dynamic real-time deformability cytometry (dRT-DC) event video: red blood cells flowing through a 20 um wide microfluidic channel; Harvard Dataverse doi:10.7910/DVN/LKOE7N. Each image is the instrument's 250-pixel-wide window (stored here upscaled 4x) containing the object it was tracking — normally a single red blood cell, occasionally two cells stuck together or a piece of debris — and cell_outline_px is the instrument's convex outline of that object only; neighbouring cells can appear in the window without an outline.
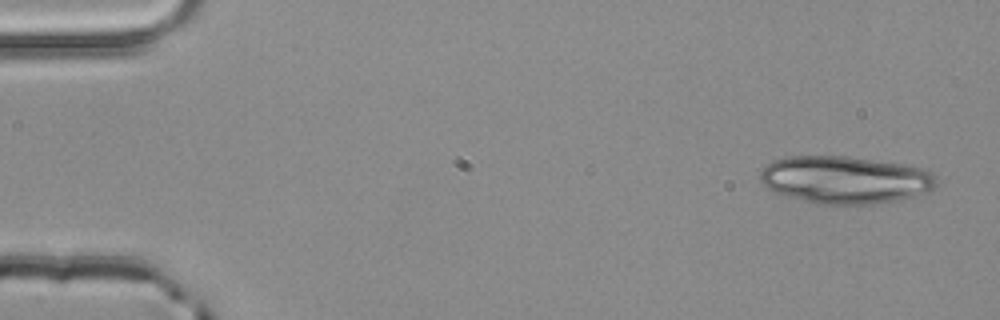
{"species": "common noctule bat (a hibernating species)", "species_latin": "Nyctalus noctula", "temperature_condition": "room temperature", "stored_images_in_passage": 4, "camera_frame_rate_fps": 3000, "um_per_image_px": 0.085, "animal": {"sex": "male", "body_mass_g": 20.4}, "frame": {"image": 1, "passage_image": 1, "time_ms": 0.0, "image_size_px": [1000, 320], "cell_outline_px": [[936, 188], [916, 196], [900, 200], [872, 204], [820, 204], [804, 200], [776, 192], [768, 188], [760, 180], [760, 172], [772, 160], [784, 156], [848, 156], [904, 164], [924, 168], [932, 172], [936, 176]], "centroid_in_image_um": [71.88, 15.27], "position_along_channel_um": 13.1, "area_um2": 48.96}}